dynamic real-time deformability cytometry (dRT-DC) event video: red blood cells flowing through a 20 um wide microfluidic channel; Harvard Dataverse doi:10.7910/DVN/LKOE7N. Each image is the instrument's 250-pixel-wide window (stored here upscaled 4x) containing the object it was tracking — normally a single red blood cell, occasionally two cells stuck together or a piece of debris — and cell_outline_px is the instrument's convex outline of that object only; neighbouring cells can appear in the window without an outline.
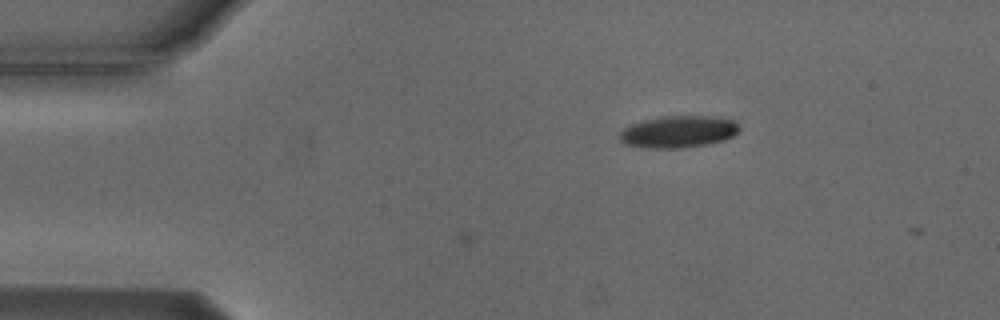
{"species": "Egyptian fruit bat (a non-hibernating species)", "species_latin": "Rousettus aegyptiacus", "temperature_condition": "cold", "stored_images_in_passage": 7, "camera_frame_rate_fps": 3000, "um_per_image_px": 0.085, "animal": {"sex": "male"}, "frame": {"image": 1, "passage_image": 7, "time_ms": 2.0, "image_size_px": [1000, 320], "cell_outline_px": [[740, 128], [732, 136], [724, 140], [708, 144], [684, 148], [640, 148], [624, 144], [620, 140], [620, 132], [624, 128], [632, 124], [644, 120], [660, 116], [716, 116], [732, 120]], "centroid_in_image_um": [57.63, 11.2], "position_along_channel_um": 27.4, "area_um2": 22.37}}